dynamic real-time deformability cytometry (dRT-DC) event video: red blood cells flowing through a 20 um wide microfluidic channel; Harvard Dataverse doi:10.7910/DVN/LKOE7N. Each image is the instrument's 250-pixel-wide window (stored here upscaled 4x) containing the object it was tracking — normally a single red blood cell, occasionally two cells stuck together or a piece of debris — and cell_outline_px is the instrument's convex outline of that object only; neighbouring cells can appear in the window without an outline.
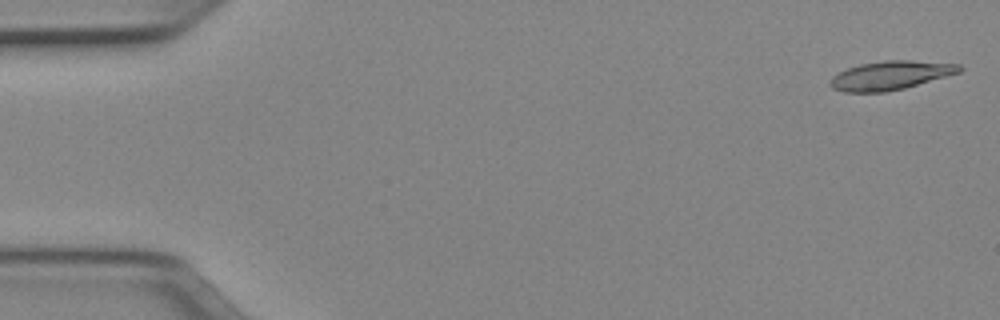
{"species": "Egyptian fruit bat (a non-hibernating species)", "species_latin": "Rousettus aegyptiacus", "temperature_condition": "cold", "stored_images_in_passage": 50, "camera_frame_rate_fps": 3000, "um_per_image_px": 0.085, "animal": {"sex": "female"}, "frame": {"image": 1, "passage_image": 1, "time_ms": 0.0, "image_size_px": [1000, 320], "cell_outline_px": [[964, 68], [960, 72], [904, 88], [884, 92], [844, 92], [832, 88], [828, 84], [828, 80], [832, 76], [848, 68], [860, 64], [884, 60], [912, 60], [960, 64]], "centroid_in_image_um": [75.67, 6.4], "position_along_channel_um": 9.3, "area_um2": 21.68}}
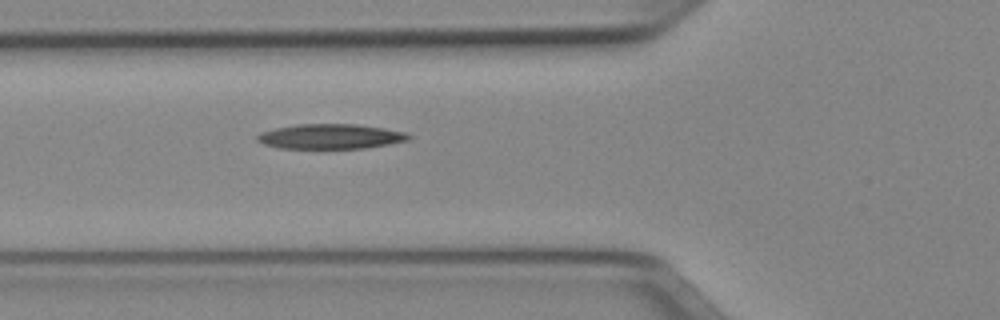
{"frame": {"image": 2, "passage_image": 18, "time_ms": 5.667, "image_size_px": [1000, 320], "cell_outline_px": [[412, 136], [408, 140], [388, 144], [364, 148], [280, 148], [264, 144], [256, 140], [256, 136], [260, 132], [276, 128], [296, 124], [356, 124], [384, 128], [404, 132]], "centroid_in_image_um": [28.07, 11.59], "position_along_channel_um": 97.7, "area_um2": 21.85}}
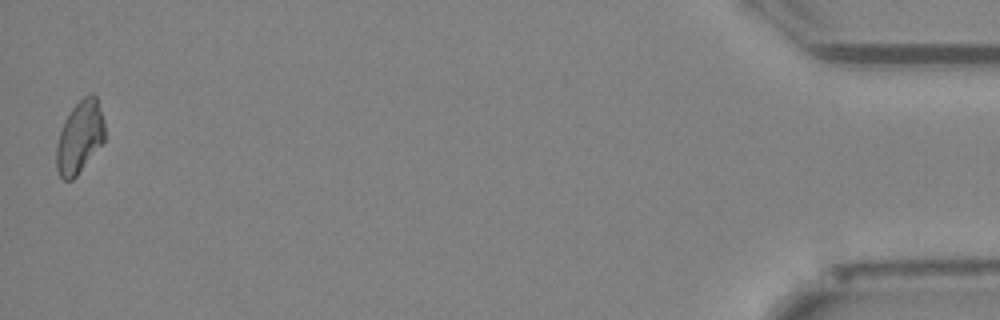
{"frame": {"image": 3, "passage_image": 50, "time_ms": 16.333, "image_size_px": [1000, 320], "cell_outline_px": [[104, 140], [76, 176], [72, 180], [64, 180], [60, 176], [56, 168], [56, 144], [64, 120], [72, 108], [84, 96], [92, 92], [96, 96], [104, 120]], "centroid_in_image_um": [6.76, 11.64], "position_along_channel_um": 428.4, "area_um2": 20.17}}